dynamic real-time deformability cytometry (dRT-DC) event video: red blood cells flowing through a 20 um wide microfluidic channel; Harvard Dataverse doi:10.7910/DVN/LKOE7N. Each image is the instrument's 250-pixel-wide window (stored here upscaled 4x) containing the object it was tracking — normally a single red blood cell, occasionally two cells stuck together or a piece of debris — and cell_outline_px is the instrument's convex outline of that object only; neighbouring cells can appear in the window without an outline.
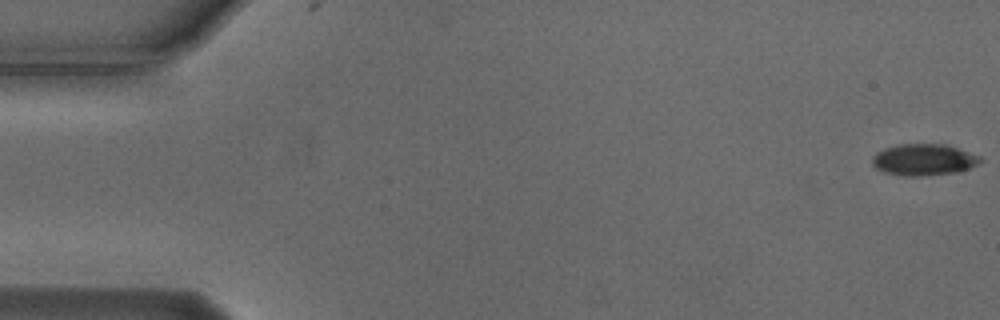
{"species": "Egyptian fruit bat (a non-hibernating species)", "species_latin": "Rousettus aegyptiacus", "temperature_condition": "cold", "stored_images_in_passage": 56, "segment_of_instrument_passage": [1, 2], "camera_frame_rate_fps": 3000, "um_per_image_px": 0.085, "animal": {"sex": "male"}, "frame": {"image": 1, "passage_image": 1, "time_ms": 0.0, "image_size_px": [1000, 320], "cell_outline_px": [[984, 160], [968, 168], [956, 172], [924, 176], [904, 176], [884, 172], [876, 168], [872, 164], [872, 156], [876, 152], [884, 148], [900, 144], [944, 144], [980, 156]], "centroid_in_image_um": [78.48, 13.58], "position_along_channel_um": 6.5, "area_um2": 19.77}}
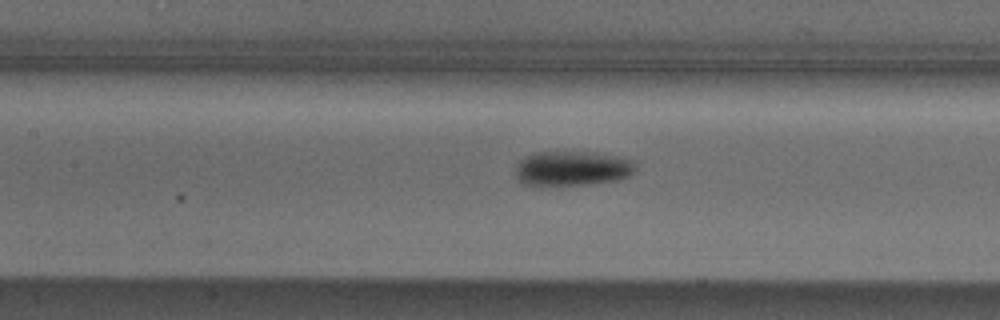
{"frame": {"image": 2, "passage_image": 25, "time_ms": 8.0, "image_size_px": [1000, 320], "cell_outline_px": [[636, 168], [628, 176], [620, 180], [584, 184], [544, 188], [540, 188], [520, 184], [516, 176], [516, 164], [524, 156], [536, 152], [596, 152], [620, 156], [632, 160]], "centroid_in_image_um": [48.56, 14.35], "position_along_channel_um": 158.8, "area_um2": 25.2}}
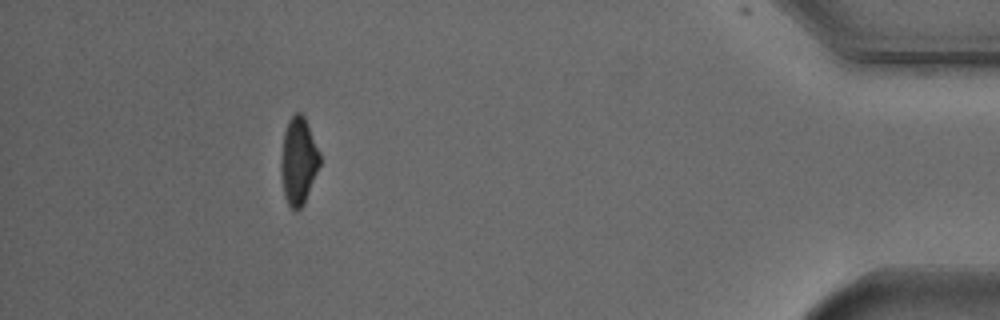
{"frame": {"image": 3, "passage_image": 50, "time_ms": 16.333, "image_size_px": [1000, 320], "cell_outline_px": [[320, 164], [304, 204], [296, 212], [288, 204], [284, 196], [280, 172], [280, 164], [284, 132], [288, 120], [296, 112], [300, 112], [304, 116], [320, 152]], "centroid_in_image_um": [25.36, 13.69], "position_along_channel_um": 409.8, "area_um2": 19.77}}